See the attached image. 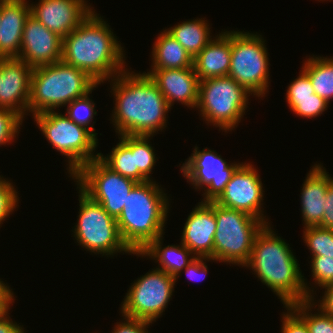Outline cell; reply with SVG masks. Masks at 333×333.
Returning a JSON list of instances; mask_svg holds the SVG:
<instances>
[{
  "instance_id": "cell-19",
  "label": "cell",
  "mask_w": 333,
  "mask_h": 333,
  "mask_svg": "<svg viewBox=\"0 0 333 333\" xmlns=\"http://www.w3.org/2000/svg\"><path fill=\"white\" fill-rule=\"evenodd\" d=\"M144 73L158 86L170 108L175 102L196 108L200 81L194 67L149 70Z\"/></svg>"
},
{
  "instance_id": "cell-16",
  "label": "cell",
  "mask_w": 333,
  "mask_h": 333,
  "mask_svg": "<svg viewBox=\"0 0 333 333\" xmlns=\"http://www.w3.org/2000/svg\"><path fill=\"white\" fill-rule=\"evenodd\" d=\"M62 46L63 38L30 14L24 23L18 58L32 68L53 64L61 61Z\"/></svg>"
},
{
  "instance_id": "cell-24",
  "label": "cell",
  "mask_w": 333,
  "mask_h": 333,
  "mask_svg": "<svg viewBox=\"0 0 333 333\" xmlns=\"http://www.w3.org/2000/svg\"><path fill=\"white\" fill-rule=\"evenodd\" d=\"M151 70L181 69L193 66L187 51L166 30L156 38L152 47Z\"/></svg>"
},
{
  "instance_id": "cell-8",
  "label": "cell",
  "mask_w": 333,
  "mask_h": 333,
  "mask_svg": "<svg viewBox=\"0 0 333 333\" xmlns=\"http://www.w3.org/2000/svg\"><path fill=\"white\" fill-rule=\"evenodd\" d=\"M216 232L213 261L244 266L251 257L257 232L264 223L250 214L217 204L214 201Z\"/></svg>"
},
{
  "instance_id": "cell-38",
  "label": "cell",
  "mask_w": 333,
  "mask_h": 333,
  "mask_svg": "<svg viewBox=\"0 0 333 333\" xmlns=\"http://www.w3.org/2000/svg\"><path fill=\"white\" fill-rule=\"evenodd\" d=\"M122 317L123 320L115 323L116 325L111 333H150L147 328L152 324L151 322L128 318L126 316Z\"/></svg>"
},
{
  "instance_id": "cell-32",
  "label": "cell",
  "mask_w": 333,
  "mask_h": 333,
  "mask_svg": "<svg viewBox=\"0 0 333 333\" xmlns=\"http://www.w3.org/2000/svg\"><path fill=\"white\" fill-rule=\"evenodd\" d=\"M289 108L298 116L316 118L323 114L329 103L316 94V98L286 99Z\"/></svg>"
},
{
  "instance_id": "cell-34",
  "label": "cell",
  "mask_w": 333,
  "mask_h": 333,
  "mask_svg": "<svg viewBox=\"0 0 333 333\" xmlns=\"http://www.w3.org/2000/svg\"><path fill=\"white\" fill-rule=\"evenodd\" d=\"M18 192L11 181L0 175V227L19 206Z\"/></svg>"
},
{
  "instance_id": "cell-6",
  "label": "cell",
  "mask_w": 333,
  "mask_h": 333,
  "mask_svg": "<svg viewBox=\"0 0 333 333\" xmlns=\"http://www.w3.org/2000/svg\"><path fill=\"white\" fill-rule=\"evenodd\" d=\"M40 131L56 151L64 155L71 178L87 163L98 158L95 154L97 137L84 126L73 122L66 114L47 111L33 115Z\"/></svg>"
},
{
  "instance_id": "cell-1",
  "label": "cell",
  "mask_w": 333,
  "mask_h": 333,
  "mask_svg": "<svg viewBox=\"0 0 333 333\" xmlns=\"http://www.w3.org/2000/svg\"><path fill=\"white\" fill-rule=\"evenodd\" d=\"M113 79V80H112ZM111 79L115 107L111 121L121 135L152 136L167 127L171 108L155 82L144 72L119 73Z\"/></svg>"
},
{
  "instance_id": "cell-11",
  "label": "cell",
  "mask_w": 333,
  "mask_h": 333,
  "mask_svg": "<svg viewBox=\"0 0 333 333\" xmlns=\"http://www.w3.org/2000/svg\"><path fill=\"white\" fill-rule=\"evenodd\" d=\"M176 279L159 269H152L134 281L121 303L122 316L155 322L171 300Z\"/></svg>"
},
{
  "instance_id": "cell-26",
  "label": "cell",
  "mask_w": 333,
  "mask_h": 333,
  "mask_svg": "<svg viewBox=\"0 0 333 333\" xmlns=\"http://www.w3.org/2000/svg\"><path fill=\"white\" fill-rule=\"evenodd\" d=\"M301 69L308 75L314 92L329 103L333 98V57L310 56Z\"/></svg>"
},
{
  "instance_id": "cell-29",
  "label": "cell",
  "mask_w": 333,
  "mask_h": 333,
  "mask_svg": "<svg viewBox=\"0 0 333 333\" xmlns=\"http://www.w3.org/2000/svg\"><path fill=\"white\" fill-rule=\"evenodd\" d=\"M289 307L306 323L309 333H333V316L323 313L311 300L294 303ZM313 307L318 312L312 314Z\"/></svg>"
},
{
  "instance_id": "cell-2",
  "label": "cell",
  "mask_w": 333,
  "mask_h": 333,
  "mask_svg": "<svg viewBox=\"0 0 333 333\" xmlns=\"http://www.w3.org/2000/svg\"><path fill=\"white\" fill-rule=\"evenodd\" d=\"M292 251L290 245L276 235L270 223L264 224L254 238L251 257L243 266L250 267L258 280L278 296L284 307L310 300L316 294L303 278Z\"/></svg>"
},
{
  "instance_id": "cell-13",
  "label": "cell",
  "mask_w": 333,
  "mask_h": 333,
  "mask_svg": "<svg viewBox=\"0 0 333 333\" xmlns=\"http://www.w3.org/2000/svg\"><path fill=\"white\" fill-rule=\"evenodd\" d=\"M242 163L228 164L216 151L195 146L180 171L195 189H204L203 201H216L224 192L232 174Z\"/></svg>"
},
{
  "instance_id": "cell-20",
  "label": "cell",
  "mask_w": 333,
  "mask_h": 333,
  "mask_svg": "<svg viewBox=\"0 0 333 333\" xmlns=\"http://www.w3.org/2000/svg\"><path fill=\"white\" fill-rule=\"evenodd\" d=\"M27 0H1L0 58H18L24 23L30 15Z\"/></svg>"
},
{
  "instance_id": "cell-37",
  "label": "cell",
  "mask_w": 333,
  "mask_h": 333,
  "mask_svg": "<svg viewBox=\"0 0 333 333\" xmlns=\"http://www.w3.org/2000/svg\"><path fill=\"white\" fill-rule=\"evenodd\" d=\"M282 315L281 333H309L306 323L289 307Z\"/></svg>"
},
{
  "instance_id": "cell-3",
  "label": "cell",
  "mask_w": 333,
  "mask_h": 333,
  "mask_svg": "<svg viewBox=\"0 0 333 333\" xmlns=\"http://www.w3.org/2000/svg\"><path fill=\"white\" fill-rule=\"evenodd\" d=\"M94 10L63 38L62 61L87 73L98 84L125 71L124 47Z\"/></svg>"
},
{
  "instance_id": "cell-46",
  "label": "cell",
  "mask_w": 333,
  "mask_h": 333,
  "mask_svg": "<svg viewBox=\"0 0 333 333\" xmlns=\"http://www.w3.org/2000/svg\"><path fill=\"white\" fill-rule=\"evenodd\" d=\"M0 19H1V0H0Z\"/></svg>"
},
{
  "instance_id": "cell-39",
  "label": "cell",
  "mask_w": 333,
  "mask_h": 333,
  "mask_svg": "<svg viewBox=\"0 0 333 333\" xmlns=\"http://www.w3.org/2000/svg\"><path fill=\"white\" fill-rule=\"evenodd\" d=\"M206 260L210 261L212 259L208 257H195L184 269L187 277H189V279H193L194 281L204 280L208 273Z\"/></svg>"
},
{
  "instance_id": "cell-15",
  "label": "cell",
  "mask_w": 333,
  "mask_h": 333,
  "mask_svg": "<svg viewBox=\"0 0 333 333\" xmlns=\"http://www.w3.org/2000/svg\"><path fill=\"white\" fill-rule=\"evenodd\" d=\"M86 0H39L30 14L61 38L74 31L93 11Z\"/></svg>"
},
{
  "instance_id": "cell-7",
  "label": "cell",
  "mask_w": 333,
  "mask_h": 333,
  "mask_svg": "<svg viewBox=\"0 0 333 333\" xmlns=\"http://www.w3.org/2000/svg\"><path fill=\"white\" fill-rule=\"evenodd\" d=\"M250 95L230 76L208 78L199 82L196 108L205 123L229 132L244 117Z\"/></svg>"
},
{
  "instance_id": "cell-9",
  "label": "cell",
  "mask_w": 333,
  "mask_h": 333,
  "mask_svg": "<svg viewBox=\"0 0 333 333\" xmlns=\"http://www.w3.org/2000/svg\"><path fill=\"white\" fill-rule=\"evenodd\" d=\"M79 215L73 232L78 245L94 254L111 257L116 253L134 254L124 243L117 220L80 188Z\"/></svg>"
},
{
  "instance_id": "cell-35",
  "label": "cell",
  "mask_w": 333,
  "mask_h": 333,
  "mask_svg": "<svg viewBox=\"0 0 333 333\" xmlns=\"http://www.w3.org/2000/svg\"><path fill=\"white\" fill-rule=\"evenodd\" d=\"M310 269L315 285L320 287L333 283V257L313 256Z\"/></svg>"
},
{
  "instance_id": "cell-23",
  "label": "cell",
  "mask_w": 333,
  "mask_h": 333,
  "mask_svg": "<svg viewBox=\"0 0 333 333\" xmlns=\"http://www.w3.org/2000/svg\"><path fill=\"white\" fill-rule=\"evenodd\" d=\"M163 236L151 241L140 253L133 255L148 257L158 263L156 269L162 270L168 275L177 279L180 277L182 270L196 257L183 243L180 245H167L162 248Z\"/></svg>"
},
{
  "instance_id": "cell-25",
  "label": "cell",
  "mask_w": 333,
  "mask_h": 333,
  "mask_svg": "<svg viewBox=\"0 0 333 333\" xmlns=\"http://www.w3.org/2000/svg\"><path fill=\"white\" fill-rule=\"evenodd\" d=\"M204 18L183 21L165 30L194 59L198 53L212 40L211 28Z\"/></svg>"
},
{
  "instance_id": "cell-27",
  "label": "cell",
  "mask_w": 333,
  "mask_h": 333,
  "mask_svg": "<svg viewBox=\"0 0 333 333\" xmlns=\"http://www.w3.org/2000/svg\"><path fill=\"white\" fill-rule=\"evenodd\" d=\"M119 143L107 156L99 153L98 158L112 171L135 181V161L131 152V135H121Z\"/></svg>"
},
{
  "instance_id": "cell-4",
  "label": "cell",
  "mask_w": 333,
  "mask_h": 333,
  "mask_svg": "<svg viewBox=\"0 0 333 333\" xmlns=\"http://www.w3.org/2000/svg\"><path fill=\"white\" fill-rule=\"evenodd\" d=\"M160 187L156 181L137 183L116 219L122 240L133 253L165 233L170 200Z\"/></svg>"
},
{
  "instance_id": "cell-44",
  "label": "cell",
  "mask_w": 333,
  "mask_h": 333,
  "mask_svg": "<svg viewBox=\"0 0 333 333\" xmlns=\"http://www.w3.org/2000/svg\"><path fill=\"white\" fill-rule=\"evenodd\" d=\"M8 284L0 279V296H14V293Z\"/></svg>"
},
{
  "instance_id": "cell-45",
  "label": "cell",
  "mask_w": 333,
  "mask_h": 333,
  "mask_svg": "<svg viewBox=\"0 0 333 333\" xmlns=\"http://www.w3.org/2000/svg\"><path fill=\"white\" fill-rule=\"evenodd\" d=\"M24 329L23 325H20L14 333H26Z\"/></svg>"
},
{
  "instance_id": "cell-42",
  "label": "cell",
  "mask_w": 333,
  "mask_h": 333,
  "mask_svg": "<svg viewBox=\"0 0 333 333\" xmlns=\"http://www.w3.org/2000/svg\"><path fill=\"white\" fill-rule=\"evenodd\" d=\"M8 308L4 313L0 315V333H14L16 329L20 326L16 321H12L8 313L10 310Z\"/></svg>"
},
{
  "instance_id": "cell-18",
  "label": "cell",
  "mask_w": 333,
  "mask_h": 333,
  "mask_svg": "<svg viewBox=\"0 0 333 333\" xmlns=\"http://www.w3.org/2000/svg\"><path fill=\"white\" fill-rule=\"evenodd\" d=\"M216 226L214 201L199 202L187 217L181 243L196 257H208L213 260Z\"/></svg>"
},
{
  "instance_id": "cell-43",
  "label": "cell",
  "mask_w": 333,
  "mask_h": 333,
  "mask_svg": "<svg viewBox=\"0 0 333 333\" xmlns=\"http://www.w3.org/2000/svg\"><path fill=\"white\" fill-rule=\"evenodd\" d=\"M14 296H0V315L13 305Z\"/></svg>"
},
{
  "instance_id": "cell-5",
  "label": "cell",
  "mask_w": 333,
  "mask_h": 333,
  "mask_svg": "<svg viewBox=\"0 0 333 333\" xmlns=\"http://www.w3.org/2000/svg\"><path fill=\"white\" fill-rule=\"evenodd\" d=\"M99 85L87 73L62 60L33 68L28 112L54 111L81 98Z\"/></svg>"
},
{
  "instance_id": "cell-10",
  "label": "cell",
  "mask_w": 333,
  "mask_h": 333,
  "mask_svg": "<svg viewBox=\"0 0 333 333\" xmlns=\"http://www.w3.org/2000/svg\"><path fill=\"white\" fill-rule=\"evenodd\" d=\"M262 35L231 31V63L233 80L257 97H265L269 87V58Z\"/></svg>"
},
{
  "instance_id": "cell-21",
  "label": "cell",
  "mask_w": 333,
  "mask_h": 333,
  "mask_svg": "<svg viewBox=\"0 0 333 333\" xmlns=\"http://www.w3.org/2000/svg\"><path fill=\"white\" fill-rule=\"evenodd\" d=\"M333 179L325 167L314 164L307 174L301 191V212L304 227L318 226L324 215L326 193Z\"/></svg>"
},
{
  "instance_id": "cell-14",
  "label": "cell",
  "mask_w": 333,
  "mask_h": 333,
  "mask_svg": "<svg viewBox=\"0 0 333 333\" xmlns=\"http://www.w3.org/2000/svg\"><path fill=\"white\" fill-rule=\"evenodd\" d=\"M256 170L252 164L242 162L232 174L224 192L215 202L227 208L243 211L260 219L264 224H269L262 207L265 191L258 170Z\"/></svg>"
},
{
  "instance_id": "cell-22",
  "label": "cell",
  "mask_w": 333,
  "mask_h": 333,
  "mask_svg": "<svg viewBox=\"0 0 333 333\" xmlns=\"http://www.w3.org/2000/svg\"><path fill=\"white\" fill-rule=\"evenodd\" d=\"M193 59L199 81L228 76L231 63V30L221 32Z\"/></svg>"
},
{
  "instance_id": "cell-28",
  "label": "cell",
  "mask_w": 333,
  "mask_h": 333,
  "mask_svg": "<svg viewBox=\"0 0 333 333\" xmlns=\"http://www.w3.org/2000/svg\"><path fill=\"white\" fill-rule=\"evenodd\" d=\"M152 136H132L131 152L135 161V182L152 181L153 167L157 161L154 148L150 144Z\"/></svg>"
},
{
  "instance_id": "cell-40",
  "label": "cell",
  "mask_w": 333,
  "mask_h": 333,
  "mask_svg": "<svg viewBox=\"0 0 333 333\" xmlns=\"http://www.w3.org/2000/svg\"><path fill=\"white\" fill-rule=\"evenodd\" d=\"M318 227L333 229V179L329 182L327 188L324 215Z\"/></svg>"
},
{
  "instance_id": "cell-33",
  "label": "cell",
  "mask_w": 333,
  "mask_h": 333,
  "mask_svg": "<svg viewBox=\"0 0 333 333\" xmlns=\"http://www.w3.org/2000/svg\"><path fill=\"white\" fill-rule=\"evenodd\" d=\"M23 118L16 112L0 108V146L12 143L20 133Z\"/></svg>"
},
{
  "instance_id": "cell-30",
  "label": "cell",
  "mask_w": 333,
  "mask_h": 333,
  "mask_svg": "<svg viewBox=\"0 0 333 333\" xmlns=\"http://www.w3.org/2000/svg\"><path fill=\"white\" fill-rule=\"evenodd\" d=\"M303 240L313 256L333 257V229L304 227Z\"/></svg>"
},
{
  "instance_id": "cell-17",
  "label": "cell",
  "mask_w": 333,
  "mask_h": 333,
  "mask_svg": "<svg viewBox=\"0 0 333 333\" xmlns=\"http://www.w3.org/2000/svg\"><path fill=\"white\" fill-rule=\"evenodd\" d=\"M33 68L19 58H0V108L28 115Z\"/></svg>"
},
{
  "instance_id": "cell-12",
  "label": "cell",
  "mask_w": 333,
  "mask_h": 333,
  "mask_svg": "<svg viewBox=\"0 0 333 333\" xmlns=\"http://www.w3.org/2000/svg\"><path fill=\"white\" fill-rule=\"evenodd\" d=\"M77 188H80L104 210L117 219L124 207L132 188L137 184L112 171L99 158L85 164L73 177Z\"/></svg>"
},
{
  "instance_id": "cell-31",
  "label": "cell",
  "mask_w": 333,
  "mask_h": 333,
  "mask_svg": "<svg viewBox=\"0 0 333 333\" xmlns=\"http://www.w3.org/2000/svg\"><path fill=\"white\" fill-rule=\"evenodd\" d=\"M90 94H92V91L89 94L70 102L68 106H66V115L73 122L84 126L97 137L98 133H96L93 128L95 121L92 125H90L92 123V119H94V116L97 114L95 103L89 98Z\"/></svg>"
},
{
  "instance_id": "cell-36",
  "label": "cell",
  "mask_w": 333,
  "mask_h": 333,
  "mask_svg": "<svg viewBox=\"0 0 333 333\" xmlns=\"http://www.w3.org/2000/svg\"><path fill=\"white\" fill-rule=\"evenodd\" d=\"M299 76L293 80L286 92V99L316 98V93L308 75L300 70Z\"/></svg>"
},
{
  "instance_id": "cell-41",
  "label": "cell",
  "mask_w": 333,
  "mask_h": 333,
  "mask_svg": "<svg viewBox=\"0 0 333 333\" xmlns=\"http://www.w3.org/2000/svg\"><path fill=\"white\" fill-rule=\"evenodd\" d=\"M325 289L324 295L321 296L322 300H319L318 303L315 302V298H311L310 300L317 306L323 313L333 316V283L327 286L322 287ZM317 303V304H316Z\"/></svg>"
}]
</instances>
